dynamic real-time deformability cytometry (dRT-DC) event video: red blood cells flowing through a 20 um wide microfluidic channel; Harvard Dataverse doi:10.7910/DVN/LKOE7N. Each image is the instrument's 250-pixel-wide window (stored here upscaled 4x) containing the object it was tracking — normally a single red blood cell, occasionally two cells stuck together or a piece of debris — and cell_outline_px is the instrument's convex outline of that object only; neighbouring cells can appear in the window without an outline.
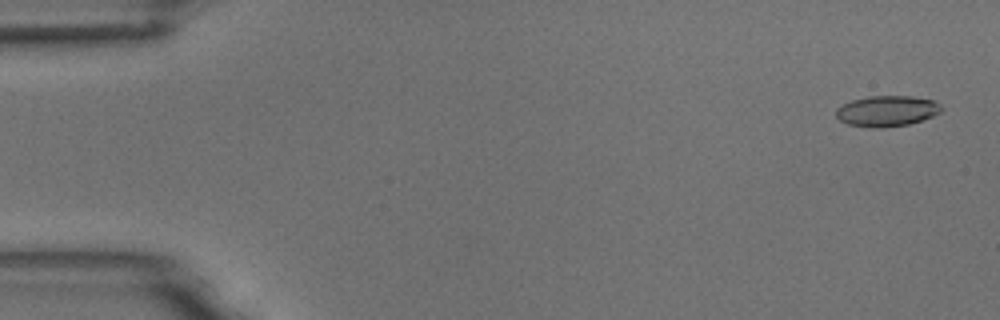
{"species": "common noctule bat (a hibernating species)", "species_latin": "Nyctalus noctula", "temperature_condition": "room temperature", "stored_images_in_passage": 54, "camera_frame_rate_fps": 3000, "um_per_image_px": 0.085, "animal": {"sex": "male", "body_mass_g": 18.8}, "frame": {"image": 1, "passage_image": 2, "time_ms": 0.333, "image_size_px": [1000, 320], "cell_outline_px": [[944, 108], [940, 112], [932, 116], [908, 124], [880, 128], [872, 128], [848, 124], [840, 120], [836, 116], [836, 108], [852, 100], [868, 96], [912, 96], [932, 100], [940, 104]], "centroid_in_image_um": [75.38, 9.43], "position_along_channel_um": 9.6, "area_um2": 18.79}}
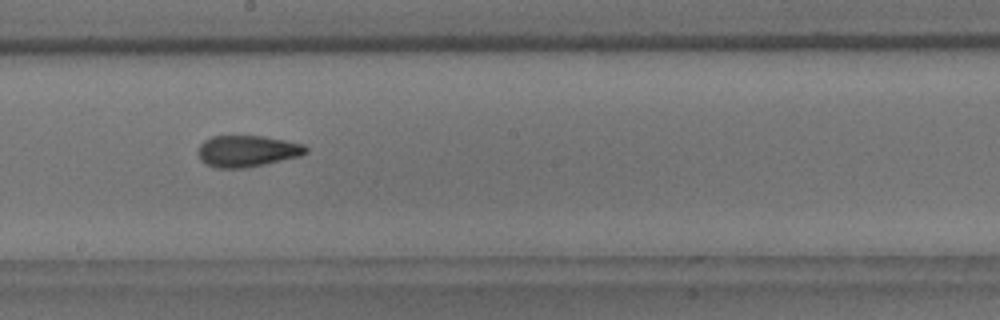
{"frame": {"image": 2, "passage_image": 30, "time_ms": 9.667, "image_size_px": [1000, 320], "cell_outline_px": [[308, 152], [300, 156], [264, 164], [244, 168], [216, 168], [204, 164], [200, 160], [196, 152], [200, 144], [204, 140], [212, 136], [260, 136], [284, 140], [304, 144], [308, 148]], "centroid_in_image_um": [20.97, 12.85], "position_along_channel_um": 227.2, "area_um2": 19.88}}
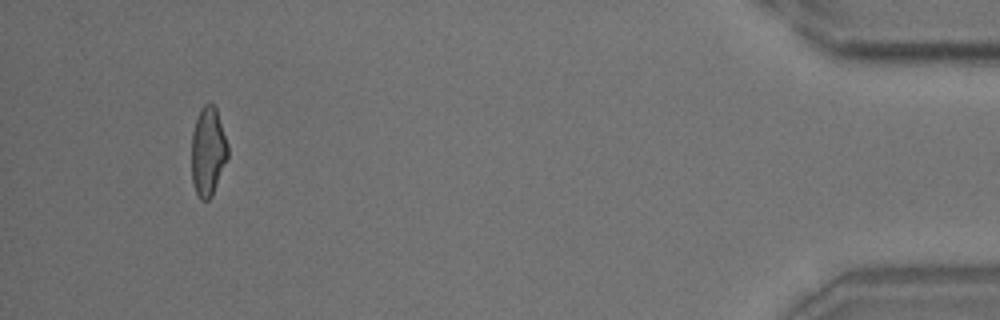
{"frame": {"image": 3, "passage_image": 51, "time_ms": 16.667, "image_size_px": [1000, 320], "cell_outline_px": [[228, 156], [212, 196], [208, 200], [200, 200], [192, 184], [192, 132], [200, 108], [204, 104], [212, 104], [216, 108], [228, 144]], "centroid_in_image_um": [17.67, 12.89], "position_along_channel_um": 417.5, "area_um2": 18.73}, "authors_computed_cell_mechanics": {"area_um2": 19.3919, "velocity_mm_per_s": 3.7334, "shape_relaxation_time_tau1_ms": null, "shape_relaxation_time_tau2_ms": 2.2833, "deformation_change_tau1": null, "deformation_change_tau2": 0.0972}}